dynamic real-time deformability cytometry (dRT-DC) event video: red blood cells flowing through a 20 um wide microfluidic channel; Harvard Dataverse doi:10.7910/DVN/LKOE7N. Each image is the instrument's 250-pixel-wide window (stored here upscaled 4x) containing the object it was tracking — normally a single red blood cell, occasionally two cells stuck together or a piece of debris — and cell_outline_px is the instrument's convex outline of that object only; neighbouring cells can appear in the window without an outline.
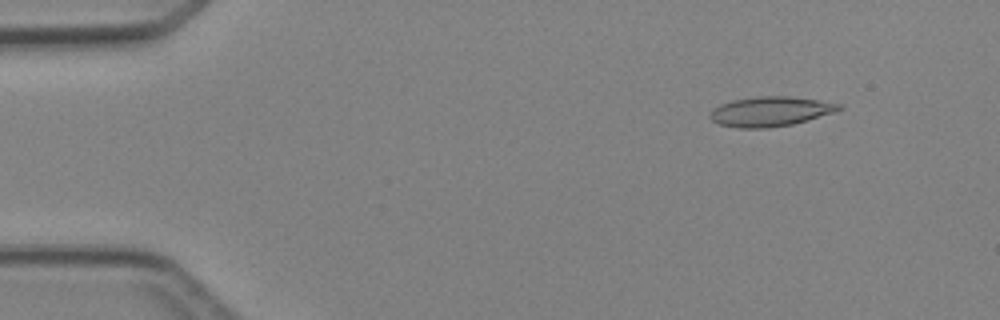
{"species": "Egyptian fruit bat (a non-hibernating species)", "species_latin": "Rousettus aegyptiacus", "temperature_condition": "cold", "stored_images_in_passage": 4, "camera_frame_rate_fps": 3000, "um_per_image_px": 0.085, "animal": {"sex": "female"}, "frame": {"image": 1, "passage_image": 2, "time_ms": 1.0, "image_size_px": [1000, 320], "cell_outline_px": [[844, 108], [808, 120], [792, 124], [768, 128], [740, 128], [720, 124], [712, 120], [708, 116], [720, 104], [732, 100], [756, 96], [788, 96], [844, 104]], "centroid_in_image_um": [65.49, 9.47], "position_along_channel_um": 19.5, "area_um2": 22.14}}